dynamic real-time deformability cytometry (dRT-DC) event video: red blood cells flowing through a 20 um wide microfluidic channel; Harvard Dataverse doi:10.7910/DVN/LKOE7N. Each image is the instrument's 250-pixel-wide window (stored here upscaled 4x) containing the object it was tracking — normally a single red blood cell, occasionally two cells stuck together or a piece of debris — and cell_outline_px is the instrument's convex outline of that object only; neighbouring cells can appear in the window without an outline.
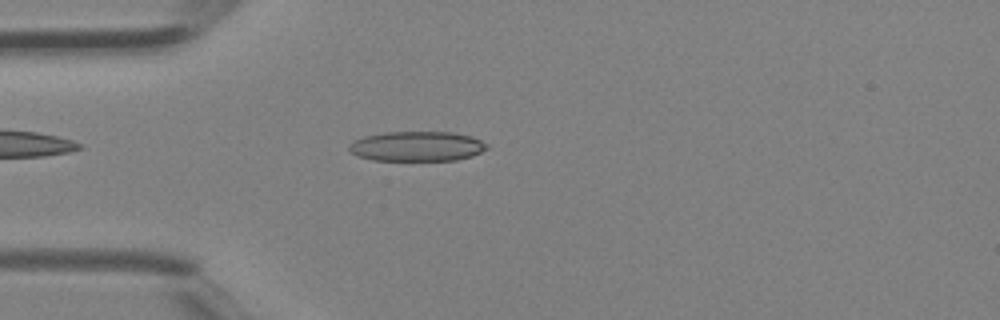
{"species": "Egyptian fruit bat (a non-hibernating species)", "species_latin": "Rousettus aegyptiacus", "temperature_condition": "room temperature", "stored_images_in_passage": 33, "camera_frame_rate_fps": 3000, "um_per_image_px": 0.085, "animal": {"sex": "female"}, "frame": {"image": 1, "passage_image": 4, "time_ms": 1.0, "image_size_px": [1000, 320], "cell_outline_px": [[488, 148], [472, 156], [456, 160], [372, 160], [356, 156], [348, 148], [348, 144], [352, 140], [364, 136], [384, 132], [452, 132], [472, 136], [488, 144]], "centroid_in_image_um": [35.41, 12.43], "position_along_channel_um": 49.6, "area_um2": 24.16}}
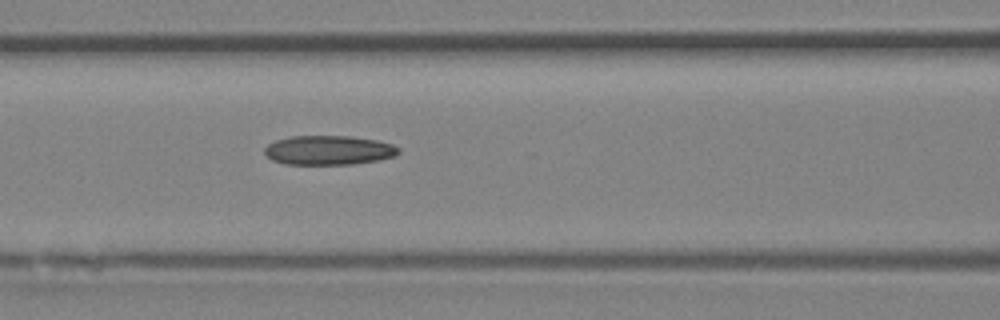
{"frame": {"image": 2, "passage_image": 10, "time_ms": 3.0, "image_size_px": [1000, 320], "cell_outline_px": [[400, 152], [392, 156], [376, 160], [352, 164], [284, 164], [272, 160], [264, 152], [264, 148], [268, 144], [276, 140], [292, 136], [348, 136], [376, 140], [392, 144], [400, 148]], "centroid_in_image_um": [27.91, 12.76], "position_along_channel_um": 138.7, "area_um2": 22.72}}
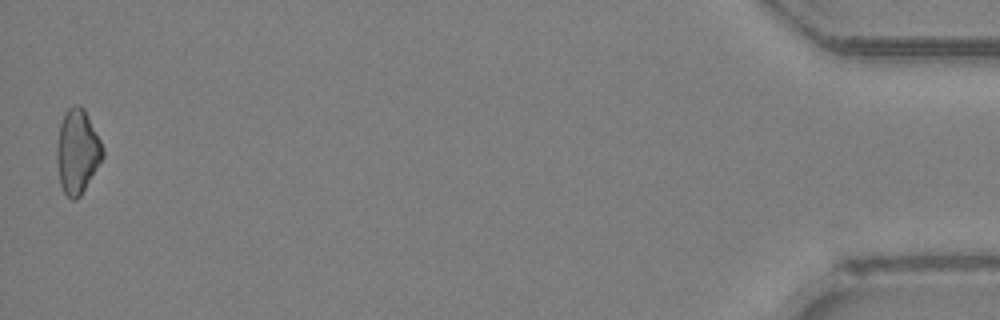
{"frame": {"image": 3, "passage_image": 33, "time_ms": 10.667, "image_size_px": [1000, 320], "cell_outline_px": [[104, 156], [80, 196], [76, 200], [72, 200], [64, 192], [60, 184], [56, 160], [56, 144], [60, 124], [64, 112], [68, 108], [76, 104], [80, 104], [84, 108], [104, 148]], "centroid_in_image_um": [6.56, 12.86], "position_along_channel_um": 428.6, "area_um2": 22.6}}